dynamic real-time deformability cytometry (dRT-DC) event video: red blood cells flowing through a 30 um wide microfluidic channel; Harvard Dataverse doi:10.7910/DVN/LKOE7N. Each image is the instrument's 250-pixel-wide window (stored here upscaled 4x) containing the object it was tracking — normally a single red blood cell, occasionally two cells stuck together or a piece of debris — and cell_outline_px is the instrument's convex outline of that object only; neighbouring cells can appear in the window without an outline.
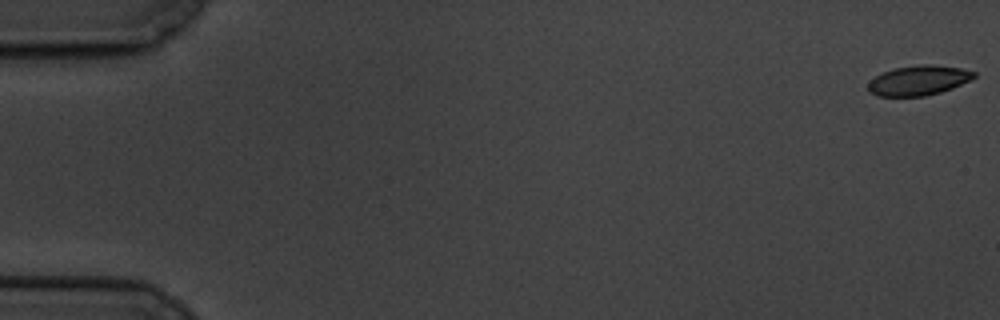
{"species": "common noctule bat (a hibernating species)", "species_latin": "Nyctalus noctula", "temperature_condition": "cold", "stored_images_in_passage": 6, "camera_frame_rate_fps": 3000, "um_per_image_px": 0.085, "animal": {"sex": "male", "body_mass_g": 19.5, "forearm_length_mm": 54.6}, "frame": {"image": 1, "passage_image": 1, "time_ms": 0.0, "image_size_px": [1000, 320], "cell_outline_px": [[976, 76], [972, 80], [952, 88], [940, 92], [924, 96], [876, 96], [868, 92], [868, 84], [876, 76], [884, 72], [896, 68], [924, 64], [932, 64], [960, 68], [976, 72]], "centroid_in_image_um": [78.1, 6.84], "position_along_channel_um": 6.9, "area_um2": 18.32}}
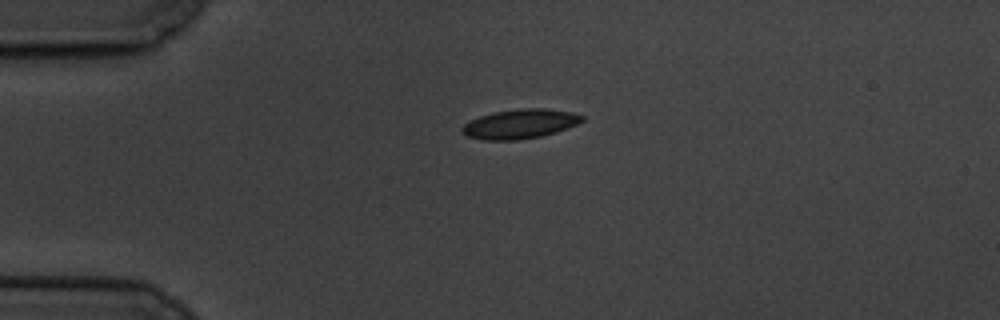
{"frame": {"image": 2, "passage_image": 5, "time_ms": 4.667, "image_size_px": [1000, 320], "cell_outline_px": [[584, 120], [568, 128], [556, 132], [540, 136], [520, 140], [484, 140], [468, 136], [460, 132], [460, 128], [464, 124], [480, 116], [492, 112], [520, 108], [544, 108], [572, 112], [584, 116]], "centroid_in_image_um": [44.19, 10.53], "position_along_channel_um": 40.8, "area_um2": 20.63}}